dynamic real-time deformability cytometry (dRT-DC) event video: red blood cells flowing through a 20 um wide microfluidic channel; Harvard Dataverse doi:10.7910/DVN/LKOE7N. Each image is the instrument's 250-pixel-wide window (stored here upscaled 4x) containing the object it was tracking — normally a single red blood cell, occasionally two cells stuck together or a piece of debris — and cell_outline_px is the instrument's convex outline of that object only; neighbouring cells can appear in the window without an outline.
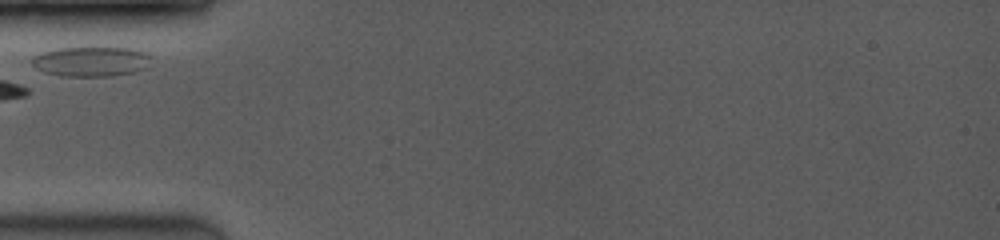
{"species": "common noctule bat (a hibernating species)", "species_latin": "Nyctalus noctula", "temperature_condition": "room temperature", "stored_images_in_passage": 24, "camera_frame_rate_fps": 3500, "um_per_image_px": 0.085, "animal": {"sex": "female", "body_mass_g": 19.0, "forearm_length_mm": 53.3}, "frame": {"image": 1, "passage_image": 1, "time_ms": 0.0, "image_size_px": [1000, 240], "cell_outline_px": [[152, 56], [148, 68], [136, 72], [112, 76], [64, 76], [44, 72], [36, 68], [32, 64], [32, 56], [40, 52], [56, 48], [92, 44], [132, 48], [148, 52]], "centroid_in_image_um": [7.8, 5.16], "position_along_channel_um": 77.2, "area_um2": 22.2}}
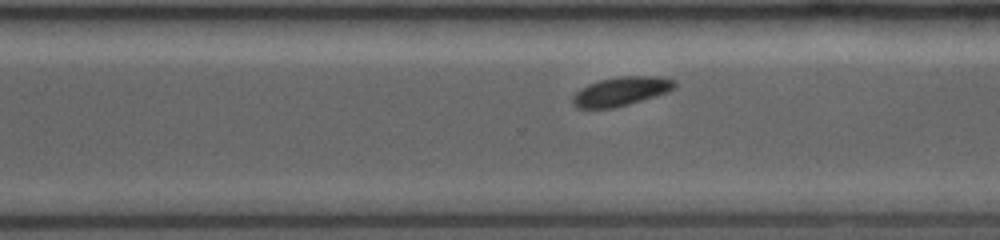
{"frame": {"image": 2, "passage_image": 20, "time_ms": 5.714, "image_size_px": [1000, 240], "cell_outline_px": [[676, 88], [668, 92], [628, 104], [612, 108], [576, 108], [572, 104], [572, 96], [580, 88], [588, 84], [600, 80], [620, 76], [664, 76], [676, 80]], "centroid_in_image_um": [52.81, 7.75], "position_along_channel_um": 317.8, "area_um2": 17.34}}